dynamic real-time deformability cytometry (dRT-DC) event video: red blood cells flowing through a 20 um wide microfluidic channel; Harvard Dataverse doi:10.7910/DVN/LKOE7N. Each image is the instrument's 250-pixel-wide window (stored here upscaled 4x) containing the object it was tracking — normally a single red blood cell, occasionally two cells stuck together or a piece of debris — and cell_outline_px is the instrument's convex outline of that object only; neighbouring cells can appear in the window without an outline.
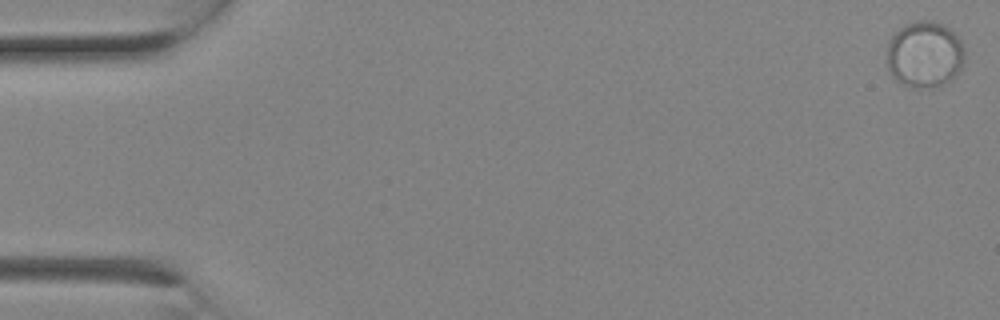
{"species": "Egyptian fruit bat (a non-hibernating species)", "species_latin": "Rousettus aegyptiacus", "temperature_condition": "room temperature", "stored_images_in_passage": 3, "camera_frame_rate_fps": 3000, "um_per_image_px": 0.085, "animal": {"sex": "female"}, "frame": {"image": 1, "passage_image": 1, "time_ms": 0.0, "image_size_px": [1000, 320], "cell_outline_px": [[964, 64], [960, 72], [952, 80], [940, 84], [920, 88], [916, 88], [900, 84], [892, 76], [888, 68], [888, 40], [892, 32], [916, 20], [932, 20], [944, 24], [960, 40], [964, 48]], "centroid_in_image_um": [78.59, 4.62], "position_along_channel_um": 6.4, "area_um2": 30.35}}
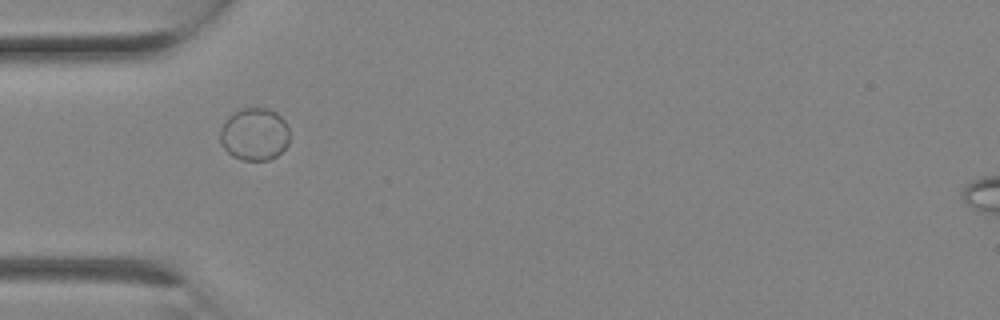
{"frame": {"image": 2, "passage_image": 3, "time_ms": 0.667, "image_size_px": [1000, 320], "cell_outline_px": [[288, 144], [276, 156], [268, 160], [244, 160], [232, 156], [220, 144], [220, 132], [224, 120], [228, 116], [240, 108], [264, 108], [276, 112], [284, 120], [288, 128]], "centroid_in_image_um": [21.6, 11.4], "position_along_channel_um": 63.4, "area_um2": 21.27}}